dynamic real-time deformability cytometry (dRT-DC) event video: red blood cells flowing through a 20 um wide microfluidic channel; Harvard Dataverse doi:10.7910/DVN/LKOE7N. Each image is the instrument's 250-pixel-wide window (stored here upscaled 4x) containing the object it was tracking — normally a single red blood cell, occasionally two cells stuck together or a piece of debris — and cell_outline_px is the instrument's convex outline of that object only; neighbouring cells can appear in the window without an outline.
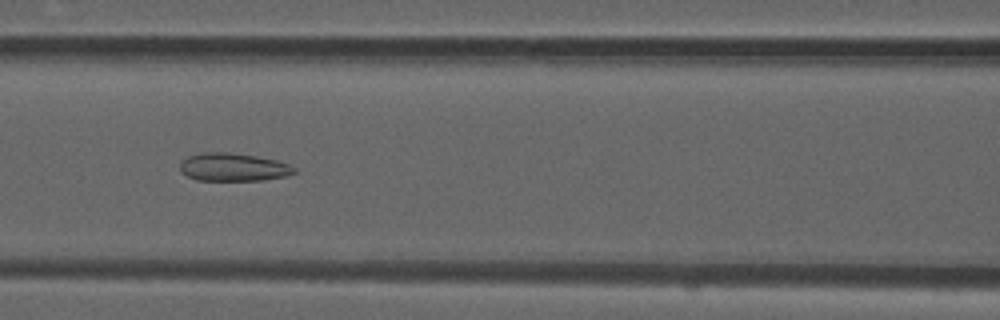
{"species": "common noctule bat (a hibernating species)", "species_latin": "Nyctalus noctula", "temperature_condition": "room temperature", "stored_images_in_passage": 51, "camera_frame_rate_fps": 3000, "um_per_image_px": 0.085, "animal": {"sex": "male", "forearm_length_mm": 52.5}, "frame": {"image": 1, "passage_image": 22, "time_ms": 7.0, "image_size_px": [1000, 320], "cell_outline_px": [[296, 172], [288, 176], [264, 180], [196, 180], [180, 172], [180, 160], [188, 156], [204, 152], [228, 152], [256, 156], [276, 160], [288, 164], [296, 168]], "centroid_in_image_um": [19.82, 14.21], "position_along_channel_um": 146.8, "area_um2": 18.79}}
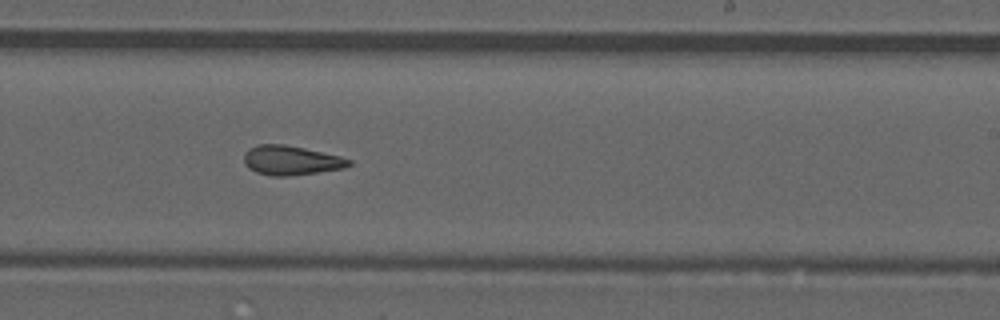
{"frame": {"image": 2, "passage_image": 31, "time_ms": 10.0, "image_size_px": [1000, 320], "cell_outline_px": [[352, 164], [344, 168], [288, 176], [272, 176], [256, 172], [248, 168], [244, 164], [244, 156], [248, 148], [256, 144], [284, 144], [304, 148], [340, 156], [352, 160]], "centroid_in_image_um": [24.71, 13.62], "position_along_channel_um": 264.3, "area_um2": 17.98}}
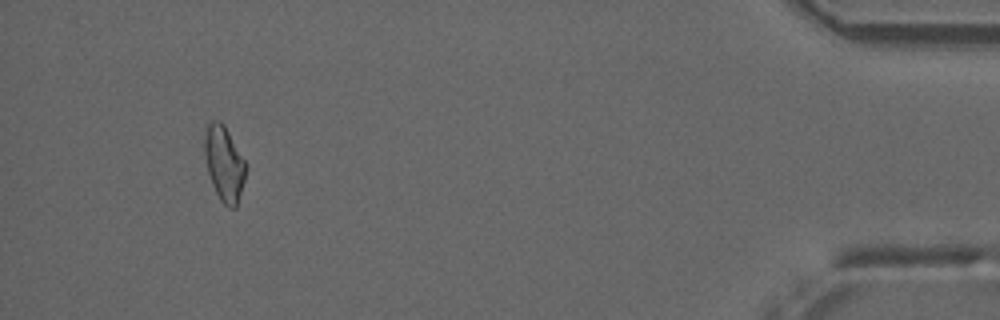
{"frame": {"image": 3, "passage_image": 48, "time_ms": 15.667, "image_size_px": [1000, 320], "cell_outline_px": [[248, 164], [244, 180], [236, 208], [228, 208], [220, 200], [212, 184], [208, 172], [204, 152], [204, 136], [208, 124], [212, 120], [220, 120], [224, 124]], "centroid_in_image_um": [19.07, 13.88], "position_along_channel_um": 416.1, "area_um2": 18.21}, "authors_computed_cell_mechanics": {"area_um2": 18.4382, "velocity_mm_per_s": 3.9337, "shape_relaxation_time_tau1_ms": null, "shape_relaxation_time_tau2_ms": 3.1459, "deformation_change_tau1": null, "deformation_change_tau2": 0.1208}}